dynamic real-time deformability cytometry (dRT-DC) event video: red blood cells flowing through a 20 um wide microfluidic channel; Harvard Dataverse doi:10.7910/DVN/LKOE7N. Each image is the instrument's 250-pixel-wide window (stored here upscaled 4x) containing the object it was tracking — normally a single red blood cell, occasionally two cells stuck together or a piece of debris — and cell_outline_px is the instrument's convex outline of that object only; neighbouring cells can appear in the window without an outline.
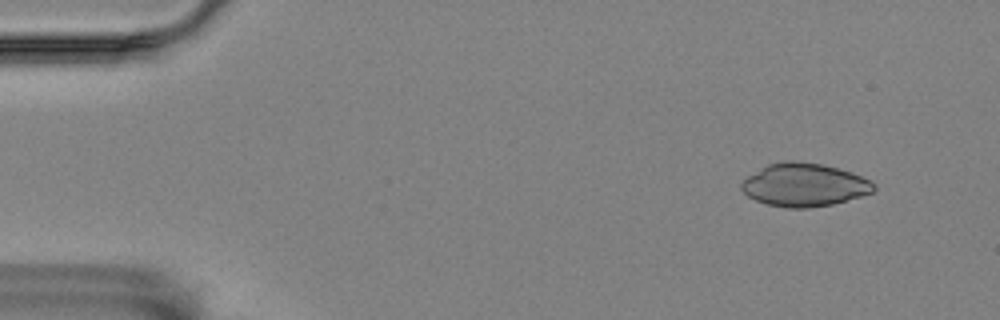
{"species": "Egyptian fruit bat (a non-hibernating species)", "species_latin": "Rousettus aegyptiacus", "temperature_condition": "room temperature", "stored_images_in_passage": 54, "camera_frame_rate_fps": 3000, "um_per_image_px": 0.085, "animal": {"sex": "female"}, "frame": {"image": 1, "passage_image": 4, "time_ms": 1.0, "image_size_px": [1000, 320], "cell_outline_px": [[876, 188], [872, 192], [860, 196], [832, 204], [804, 208], [788, 208], [768, 204], [756, 200], [748, 196], [740, 188], [740, 184], [748, 176], [760, 168], [768, 164], [784, 160], [792, 160], [820, 164], [852, 172], [868, 180]], "centroid_in_image_um": [68.32, 15.71], "position_along_channel_um": 16.7, "area_um2": 32.83}}
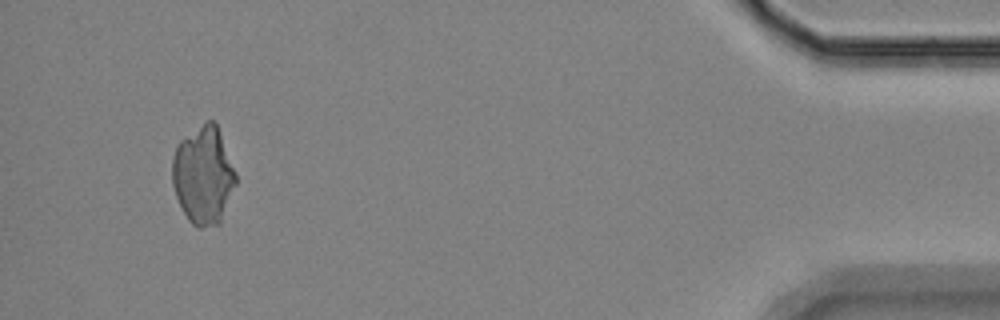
{"frame": {"image": 2, "passage_image": 52, "time_ms": 17.0, "image_size_px": [1000, 320], "cell_outline_px": [[236, 184], [220, 224], [200, 228], [192, 224], [188, 220], [176, 196], [172, 184], [172, 160], [176, 144], [180, 140], [208, 120], [212, 120], [216, 124], [236, 176]], "centroid_in_image_um": [17.26, 14.94], "position_along_channel_um": 417.9, "area_um2": 35.78}}